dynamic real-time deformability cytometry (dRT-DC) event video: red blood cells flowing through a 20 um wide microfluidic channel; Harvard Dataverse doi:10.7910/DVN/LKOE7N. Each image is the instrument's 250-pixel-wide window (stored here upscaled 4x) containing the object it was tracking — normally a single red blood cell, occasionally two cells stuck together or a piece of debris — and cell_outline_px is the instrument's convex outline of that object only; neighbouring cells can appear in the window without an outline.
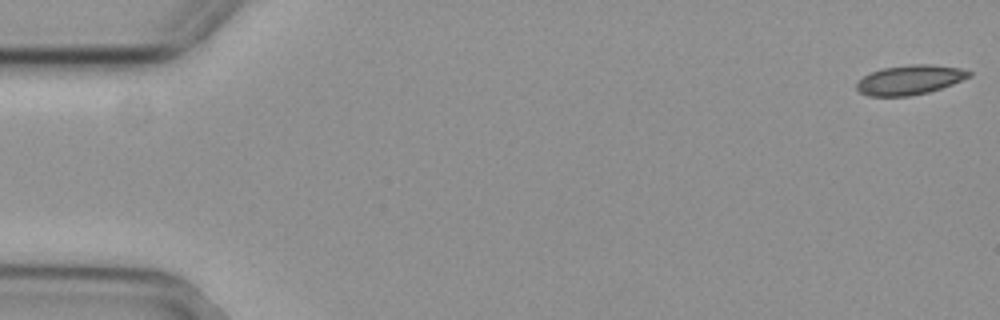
{"species": "common noctule bat (a hibernating species)", "species_latin": "Nyctalus noctula", "temperature_condition": "cold", "stored_images_in_passage": 49, "camera_frame_rate_fps": 3000, "um_per_image_px": 0.085, "animal": {"sex": "female", "body_mass_g": 29.2, "forearm_length_mm": 56.3}, "frame": {"image": 1, "passage_image": 1, "time_ms": 0.0, "image_size_px": [1000, 320], "cell_outline_px": [[972, 76], [952, 84], [928, 92], [908, 96], [868, 96], [860, 92], [856, 88], [856, 84], [864, 76], [872, 72], [884, 68], [908, 64], [932, 64], [960, 68], [972, 72]], "centroid_in_image_um": [77.35, 6.78], "position_along_channel_um": 7.6, "area_um2": 19.25}}
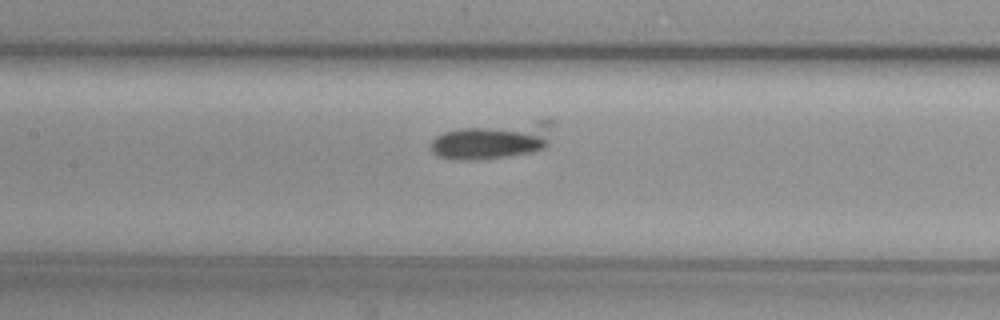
{"frame": {"image": 2, "passage_image": 25, "time_ms": 8.0, "image_size_px": [1000, 320], "cell_outline_px": [[556, 120], [548, 144], [544, 148], [532, 152], [508, 156], [468, 160], [460, 160], [440, 156], [432, 152], [428, 144], [436, 136], [444, 132], [460, 128], [536, 120]], "centroid_in_image_um": [41.94, 11.92], "position_along_channel_um": 165.5, "area_um2": 26.18}}
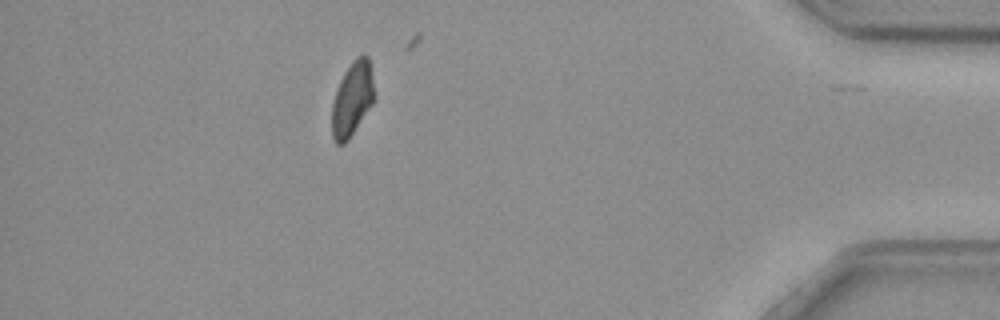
{"frame": {"image": 3, "passage_image": 48, "time_ms": 15.667, "image_size_px": [1000, 320], "cell_outline_px": [[376, 96], [372, 104], [348, 140], [344, 144], [336, 144], [332, 136], [332, 104], [336, 88], [344, 72], [352, 60], [356, 56], [364, 52], [368, 56]], "centroid_in_image_um": [29.95, 8.37], "position_along_channel_um": 405.3, "area_um2": 18.55}}